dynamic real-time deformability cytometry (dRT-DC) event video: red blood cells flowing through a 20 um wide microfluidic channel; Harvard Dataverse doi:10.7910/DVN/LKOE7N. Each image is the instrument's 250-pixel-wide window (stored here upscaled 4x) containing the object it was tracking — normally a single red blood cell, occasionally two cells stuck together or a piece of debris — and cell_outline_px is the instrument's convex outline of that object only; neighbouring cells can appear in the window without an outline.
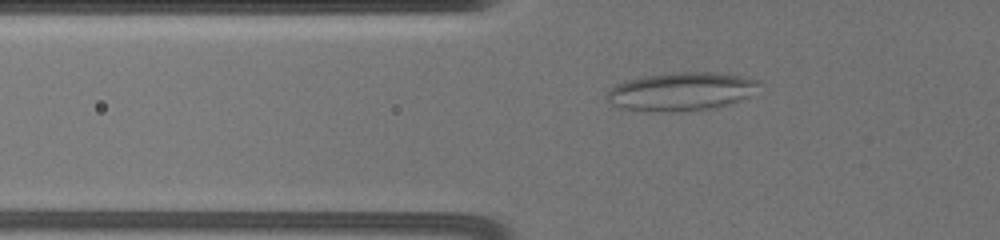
{"species": "common noctule bat (a hibernating species)", "species_latin": "Nyctalus noctula", "temperature_condition": "warm", "stored_images_in_passage": 66, "camera_frame_rate_fps": 3000, "um_per_image_px": 0.085, "animal": {"sex": "female", "body_mass_g": 19.5, "forearm_length_mm": 54.1}, "frame": {"image": 1, "passage_image": 2, "time_ms": 0.333, "image_size_px": [1000, 240], "cell_outline_px": [[760, 84], [748, 96], [724, 104], [708, 108], [672, 112], [620, 108], [608, 104], [604, 96], [616, 84], [628, 80], [644, 76], [676, 72], [716, 72], [756, 80]], "centroid_in_image_um": [57.79, 7.77], "position_along_channel_um": 68.0, "area_um2": 33.23}}
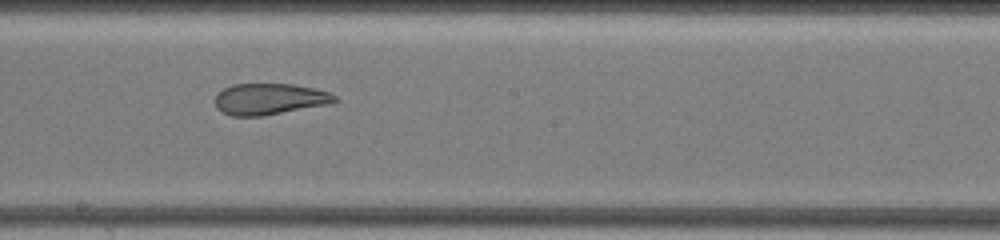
{"frame": {"image": 2, "passage_image": 24, "time_ms": 5.0, "image_size_px": [1000, 240], "cell_outline_px": [[340, 100], [328, 104], [264, 116], [232, 116], [220, 112], [216, 108], [216, 96], [224, 88], [232, 84], [292, 84], [316, 88], [328, 92], [336, 96]], "centroid_in_image_um": [22.91, 8.42], "position_along_channel_um": 225.3, "area_um2": 21.91}}
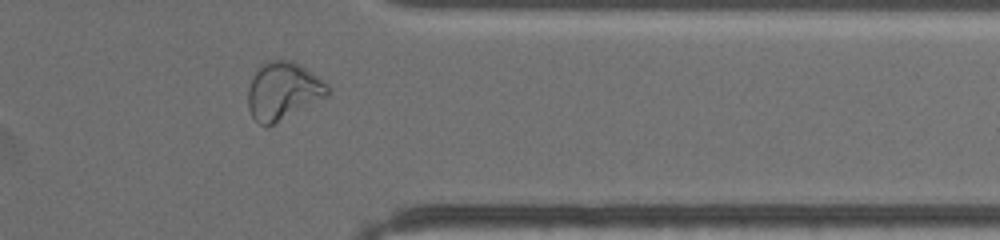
{"frame": {"image": 3, "passage_image": 53, "time_ms": 9.667, "image_size_px": [1000, 240], "cell_outline_px": [[332, 92], [328, 96], [268, 128], [260, 124], [252, 116], [248, 108], [248, 88], [252, 76], [260, 64], [268, 60], [292, 60], [312, 72], [328, 84]], "centroid_in_image_um": [24.06, 7.74], "position_along_channel_um": 387.3, "area_um2": 27.22}, "authors_computed_cell_mechanics": {"area_um2": 23.2067, "velocity_mm_per_s": 3.5475, "shape_relaxation_time_tau1_ms": null, "shape_relaxation_time_tau2_ms": 1.3136, "deformation_change_tau1": null, "deformation_change_tau2": 0.0893}}